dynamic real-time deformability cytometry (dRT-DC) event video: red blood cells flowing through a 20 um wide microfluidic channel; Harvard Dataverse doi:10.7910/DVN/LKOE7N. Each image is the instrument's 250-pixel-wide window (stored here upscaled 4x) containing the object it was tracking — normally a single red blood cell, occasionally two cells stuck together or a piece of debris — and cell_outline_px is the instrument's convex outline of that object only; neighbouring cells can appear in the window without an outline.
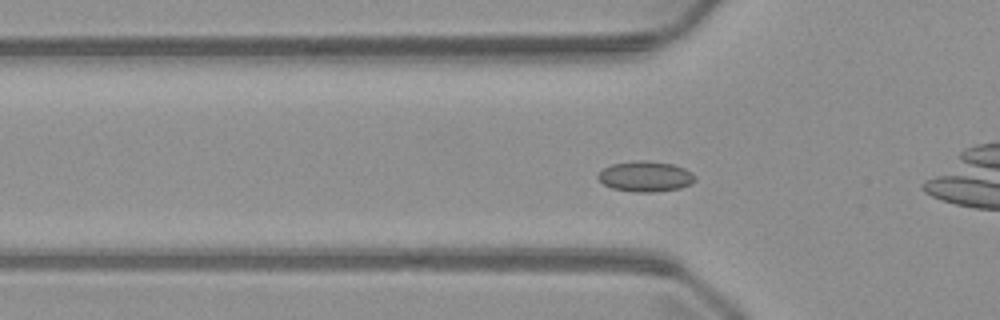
{"species": "common noctule bat (a hibernating species)", "species_latin": "Nyctalus noctula", "temperature_condition": "warm", "stored_images_in_passage": 40, "camera_frame_rate_fps": 3000, "um_per_image_px": 0.085, "animal": {"sex": "male", "body_mass_g": 23.1, "forearm_length_mm": 52.7}, "frame": {"image": 1, "passage_image": 5, "time_ms": 1.333, "image_size_px": [1000, 320], "cell_outline_px": [[696, 180], [692, 184], [680, 188], [656, 192], [632, 192], [612, 188], [604, 184], [596, 176], [604, 168], [612, 164], [672, 164], [684, 168], [692, 172], [696, 176]], "centroid_in_image_um": [54.92, 15.07], "position_along_channel_um": 70.9, "area_um2": 16.36}}
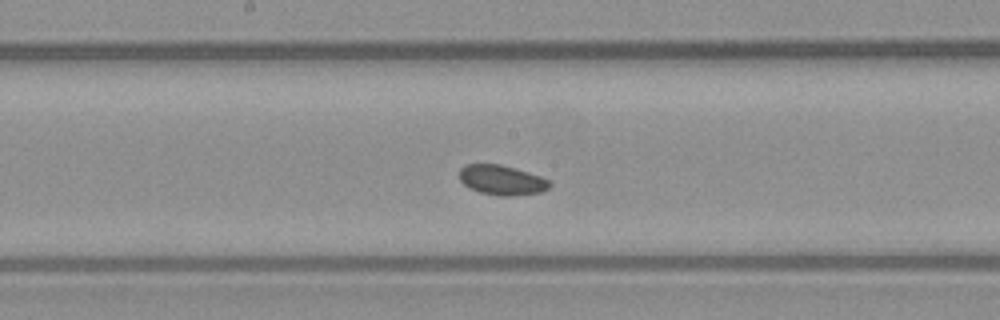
{"frame": {"image": 2, "passage_image": 15, "time_ms": 4.667, "image_size_px": [1000, 320], "cell_outline_px": [[552, 184], [548, 188], [540, 192], [512, 196], [500, 196], [480, 192], [468, 188], [460, 180], [460, 168], [468, 164], [500, 164], [528, 172], [540, 176], [548, 180]], "centroid_in_image_um": [42.64, 15.31], "position_along_channel_um": 205.6, "area_um2": 15.61}}
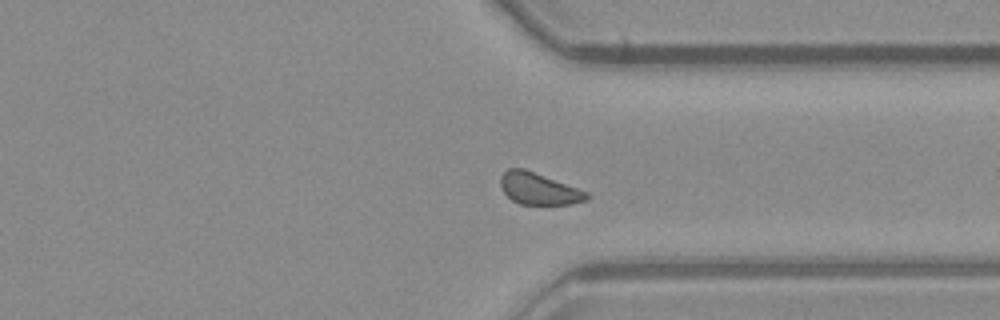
{"frame": {"image": 3, "passage_image": 27, "time_ms": 8.667, "image_size_px": [1000, 320], "cell_outline_px": [[592, 196], [588, 200], [572, 204], [520, 204], [512, 200], [504, 192], [500, 184], [500, 176], [508, 168], [524, 168], [588, 192]], "centroid_in_image_um": [45.81, 16.04], "position_along_channel_um": 365.6, "area_um2": 15.95}}